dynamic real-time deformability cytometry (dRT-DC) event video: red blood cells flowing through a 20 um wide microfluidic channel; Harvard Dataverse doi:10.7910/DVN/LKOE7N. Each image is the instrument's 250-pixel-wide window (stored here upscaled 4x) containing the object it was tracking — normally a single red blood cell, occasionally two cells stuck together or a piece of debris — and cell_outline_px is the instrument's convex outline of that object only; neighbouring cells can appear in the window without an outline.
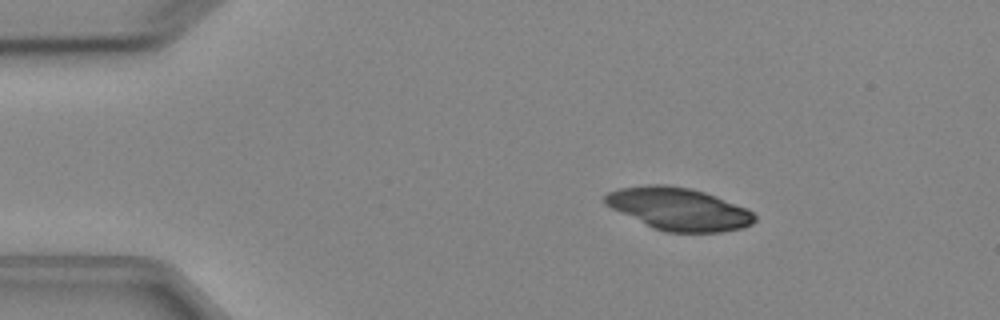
{"species": "Egyptian fruit bat (a non-hibernating species)", "species_latin": "Rousettus aegyptiacus", "temperature_condition": "cold", "stored_images_in_passage": 3, "camera_frame_rate_fps": 3000, "um_per_image_px": 0.085, "animal": {"sex": "female"}, "frame": {"image": 1, "passage_image": 1, "time_ms": 0.0, "image_size_px": [1000, 320], "cell_outline_px": [[756, 220], [752, 224], [744, 228], [720, 232], [664, 232], [652, 228], [604, 204], [604, 196], [608, 192], [620, 188], [648, 184], [664, 184], [688, 188], [704, 192], [716, 196], [748, 208], [756, 216]], "centroid_in_image_um": [57.71, 17.76], "position_along_channel_um": 27.3, "area_um2": 37.11}}